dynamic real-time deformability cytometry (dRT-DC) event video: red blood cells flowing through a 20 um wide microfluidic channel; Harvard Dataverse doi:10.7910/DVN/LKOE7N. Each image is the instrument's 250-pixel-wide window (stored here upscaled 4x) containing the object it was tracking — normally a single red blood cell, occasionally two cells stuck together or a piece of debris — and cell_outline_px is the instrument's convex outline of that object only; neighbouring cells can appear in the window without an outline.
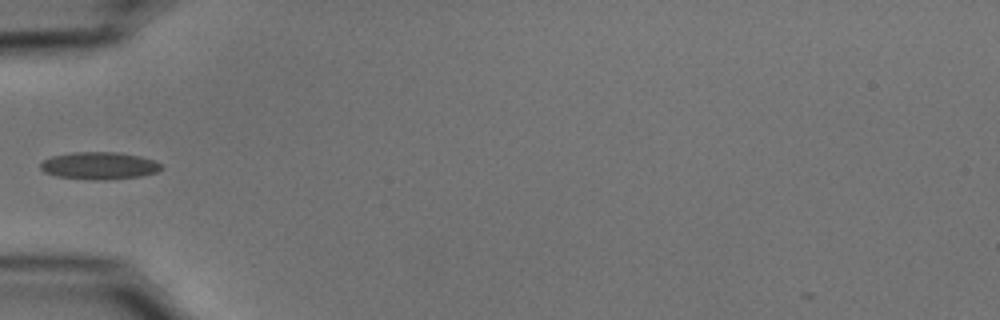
{"species": "common noctule bat (a hibernating species)", "species_latin": "Nyctalus noctula", "temperature_condition": "cold", "stored_images_in_passage": 9, "camera_frame_rate_fps": 3000, "um_per_image_px": 0.085, "animal": {"sex": "male", "body_mass_g": 15.6}, "frame": {"image": 1, "passage_image": 1, "time_ms": 0.0, "image_size_px": [1000, 320], "cell_outline_px": [[164, 168], [156, 172], [140, 176], [104, 180], [92, 180], [56, 176], [44, 172], [40, 168], [40, 164], [44, 160], [52, 156], [72, 152], [116, 152], [140, 156], [164, 164]], "centroid_in_image_um": [8.45, 14.08], "position_along_channel_um": 76.6, "area_um2": 19.31}}